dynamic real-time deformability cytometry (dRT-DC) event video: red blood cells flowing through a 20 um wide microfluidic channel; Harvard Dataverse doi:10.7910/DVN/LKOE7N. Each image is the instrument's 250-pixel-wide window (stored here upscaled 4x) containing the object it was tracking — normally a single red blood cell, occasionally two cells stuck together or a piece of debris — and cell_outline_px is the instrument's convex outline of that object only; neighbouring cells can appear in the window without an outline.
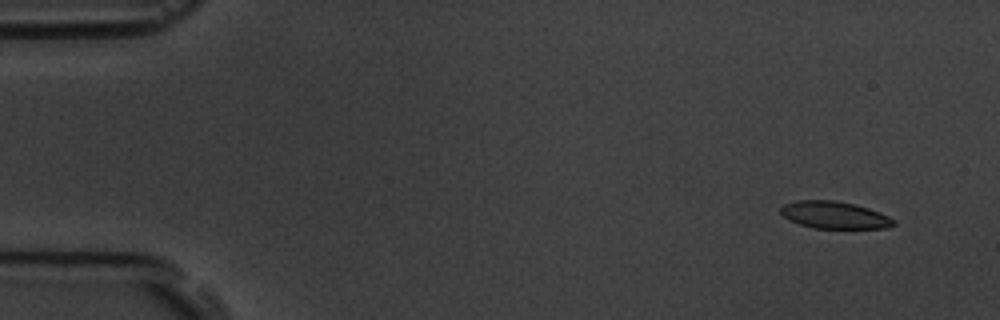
{"species": "common noctule bat (a hibernating species)", "species_latin": "Nyctalus noctula", "temperature_condition": "room temperature", "stored_images_in_passage": 6, "camera_frame_rate_fps": 3000, "um_per_image_px": 0.085, "animal": {"sex": "male", "body_mass_g": 19.5, "forearm_length_mm": 54.6}, "frame": {"image": 1, "passage_image": 1, "time_ms": 0.0, "image_size_px": [1000, 320], "cell_outline_px": [[896, 224], [888, 228], [812, 228], [788, 220], [780, 212], [780, 208], [784, 204], [796, 200], [836, 200], [868, 208], [880, 212], [896, 220]], "centroid_in_image_um": [70.93, 18.28], "position_along_channel_um": 14.1, "area_um2": 17.98}}
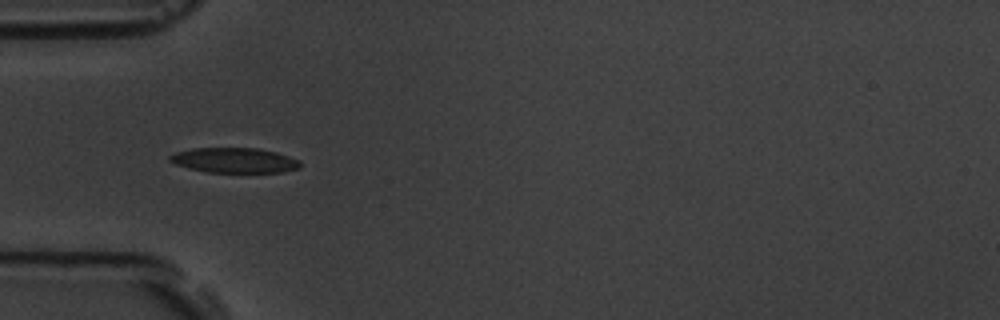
{"frame": {"image": 2, "passage_image": 5, "time_ms": 4.667, "image_size_px": [1000, 320], "cell_outline_px": [[300, 168], [284, 172], [208, 172], [188, 168], [176, 164], [168, 160], [168, 156], [176, 152], [192, 148], [256, 148], [276, 152], [300, 160]], "centroid_in_image_um": [19.92, 13.62], "position_along_channel_um": 65.1, "area_um2": 19.02}}
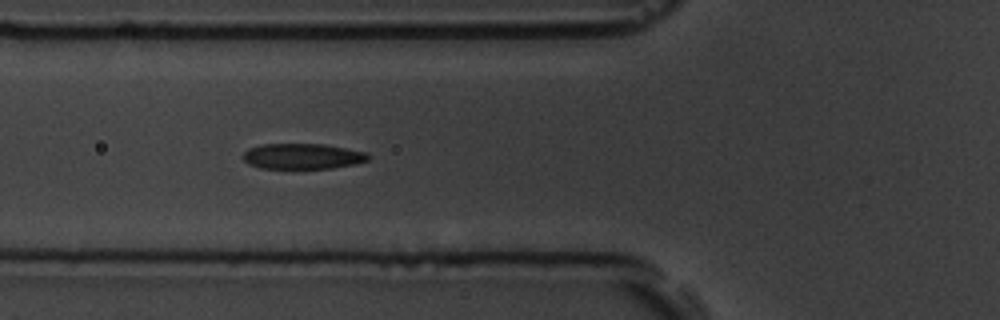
{"frame": {"image": 3, "passage_image": 6, "time_ms": 5.667, "image_size_px": [1000, 320], "cell_outline_px": [[372, 156], [368, 160], [352, 164], [332, 168], [260, 168], [248, 164], [240, 156], [248, 148], [260, 144], [324, 144], [368, 152]], "centroid_in_image_um": [25.69, 13.27], "position_along_channel_um": 100.1, "area_um2": 18.79}}